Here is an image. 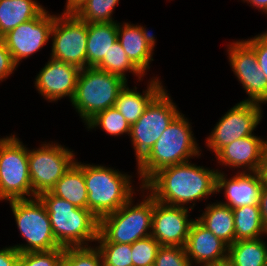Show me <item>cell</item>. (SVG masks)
Masks as SVG:
<instances>
[{
  "label": "cell",
  "instance_id": "obj_1",
  "mask_svg": "<svg viewBox=\"0 0 267 266\" xmlns=\"http://www.w3.org/2000/svg\"><path fill=\"white\" fill-rule=\"evenodd\" d=\"M217 173L218 169L204 168L187 161L158 170L143 185L140 184L139 189L143 194L148 191L158 202L193 210L195 202L217 193ZM189 203L192 205L188 207Z\"/></svg>",
  "mask_w": 267,
  "mask_h": 266
},
{
  "label": "cell",
  "instance_id": "obj_2",
  "mask_svg": "<svg viewBox=\"0 0 267 266\" xmlns=\"http://www.w3.org/2000/svg\"><path fill=\"white\" fill-rule=\"evenodd\" d=\"M191 123L180 113L162 133L148 154L137 164L143 185L158 170L201 156ZM200 150V151H199Z\"/></svg>",
  "mask_w": 267,
  "mask_h": 266
},
{
  "label": "cell",
  "instance_id": "obj_3",
  "mask_svg": "<svg viewBox=\"0 0 267 266\" xmlns=\"http://www.w3.org/2000/svg\"><path fill=\"white\" fill-rule=\"evenodd\" d=\"M37 197L49 214L52 232L60 247H86L96 243L99 219L90 210L76 207L49 191Z\"/></svg>",
  "mask_w": 267,
  "mask_h": 266
},
{
  "label": "cell",
  "instance_id": "obj_4",
  "mask_svg": "<svg viewBox=\"0 0 267 266\" xmlns=\"http://www.w3.org/2000/svg\"><path fill=\"white\" fill-rule=\"evenodd\" d=\"M103 165L83 163L88 192V210L99 220L117 211L134 197L132 176Z\"/></svg>",
  "mask_w": 267,
  "mask_h": 266
},
{
  "label": "cell",
  "instance_id": "obj_5",
  "mask_svg": "<svg viewBox=\"0 0 267 266\" xmlns=\"http://www.w3.org/2000/svg\"><path fill=\"white\" fill-rule=\"evenodd\" d=\"M134 205L133 197L117 211L99 220L98 243L133 244L151 236L154 198L147 192Z\"/></svg>",
  "mask_w": 267,
  "mask_h": 266
},
{
  "label": "cell",
  "instance_id": "obj_6",
  "mask_svg": "<svg viewBox=\"0 0 267 266\" xmlns=\"http://www.w3.org/2000/svg\"><path fill=\"white\" fill-rule=\"evenodd\" d=\"M127 83L122 77L96 67L83 68L77 78L72 107L86 124L98 112L114 107Z\"/></svg>",
  "mask_w": 267,
  "mask_h": 266
},
{
  "label": "cell",
  "instance_id": "obj_7",
  "mask_svg": "<svg viewBox=\"0 0 267 266\" xmlns=\"http://www.w3.org/2000/svg\"><path fill=\"white\" fill-rule=\"evenodd\" d=\"M16 136L0 138V201L37 197L29 175L28 147Z\"/></svg>",
  "mask_w": 267,
  "mask_h": 266
},
{
  "label": "cell",
  "instance_id": "obj_8",
  "mask_svg": "<svg viewBox=\"0 0 267 266\" xmlns=\"http://www.w3.org/2000/svg\"><path fill=\"white\" fill-rule=\"evenodd\" d=\"M9 205L21 237L27 242L13 245L19 253L61 248L53 235L49 214L38 197L11 200Z\"/></svg>",
  "mask_w": 267,
  "mask_h": 266
},
{
  "label": "cell",
  "instance_id": "obj_9",
  "mask_svg": "<svg viewBox=\"0 0 267 266\" xmlns=\"http://www.w3.org/2000/svg\"><path fill=\"white\" fill-rule=\"evenodd\" d=\"M164 88L147 106L142 116L131 125L130 140L137 164L148 154L164 130L181 113Z\"/></svg>",
  "mask_w": 267,
  "mask_h": 266
},
{
  "label": "cell",
  "instance_id": "obj_10",
  "mask_svg": "<svg viewBox=\"0 0 267 266\" xmlns=\"http://www.w3.org/2000/svg\"><path fill=\"white\" fill-rule=\"evenodd\" d=\"M38 149L28 148V167L32 191L39 194L51 188L76 162L75 153L64 145L42 142Z\"/></svg>",
  "mask_w": 267,
  "mask_h": 266
},
{
  "label": "cell",
  "instance_id": "obj_11",
  "mask_svg": "<svg viewBox=\"0 0 267 266\" xmlns=\"http://www.w3.org/2000/svg\"><path fill=\"white\" fill-rule=\"evenodd\" d=\"M261 104L241 101L219 119L206 139V147L215 154L234 140L253 135L261 122Z\"/></svg>",
  "mask_w": 267,
  "mask_h": 266
},
{
  "label": "cell",
  "instance_id": "obj_12",
  "mask_svg": "<svg viewBox=\"0 0 267 266\" xmlns=\"http://www.w3.org/2000/svg\"><path fill=\"white\" fill-rule=\"evenodd\" d=\"M87 37V23L75 14L56 15L50 57L79 69L86 68Z\"/></svg>",
  "mask_w": 267,
  "mask_h": 266
},
{
  "label": "cell",
  "instance_id": "obj_13",
  "mask_svg": "<svg viewBox=\"0 0 267 266\" xmlns=\"http://www.w3.org/2000/svg\"><path fill=\"white\" fill-rule=\"evenodd\" d=\"M55 17L44 9L36 18L19 24L1 37L17 66L48 43Z\"/></svg>",
  "mask_w": 267,
  "mask_h": 266
},
{
  "label": "cell",
  "instance_id": "obj_14",
  "mask_svg": "<svg viewBox=\"0 0 267 266\" xmlns=\"http://www.w3.org/2000/svg\"><path fill=\"white\" fill-rule=\"evenodd\" d=\"M230 67L242 84L248 99L242 101L267 103V79L258 66L254 50L242 39L227 45Z\"/></svg>",
  "mask_w": 267,
  "mask_h": 266
},
{
  "label": "cell",
  "instance_id": "obj_15",
  "mask_svg": "<svg viewBox=\"0 0 267 266\" xmlns=\"http://www.w3.org/2000/svg\"><path fill=\"white\" fill-rule=\"evenodd\" d=\"M190 208L172 206L154 199L151 236L161 246L184 247L195 219H190ZM189 217V218H188Z\"/></svg>",
  "mask_w": 267,
  "mask_h": 266
},
{
  "label": "cell",
  "instance_id": "obj_16",
  "mask_svg": "<svg viewBox=\"0 0 267 266\" xmlns=\"http://www.w3.org/2000/svg\"><path fill=\"white\" fill-rule=\"evenodd\" d=\"M80 70L74 65L50 57L36 75L34 86L51 103L64 97H68L71 102Z\"/></svg>",
  "mask_w": 267,
  "mask_h": 266
},
{
  "label": "cell",
  "instance_id": "obj_17",
  "mask_svg": "<svg viewBox=\"0 0 267 266\" xmlns=\"http://www.w3.org/2000/svg\"><path fill=\"white\" fill-rule=\"evenodd\" d=\"M263 184L257 172H241L238 170L231 178L224 171L218 170L216 178V192L224 190L226 201L222 204L230 208L245 205H259ZM221 190V191H220Z\"/></svg>",
  "mask_w": 267,
  "mask_h": 266
},
{
  "label": "cell",
  "instance_id": "obj_18",
  "mask_svg": "<svg viewBox=\"0 0 267 266\" xmlns=\"http://www.w3.org/2000/svg\"><path fill=\"white\" fill-rule=\"evenodd\" d=\"M266 147L267 140L253 134L222 147L215 157L221 166L242 168L241 172H257Z\"/></svg>",
  "mask_w": 267,
  "mask_h": 266
},
{
  "label": "cell",
  "instance_id": "obj_19",
  "mask_svg": "<svg viewBox=\"0 0 267 266\" xmlns=\"http://www.w3.org/2000/svg\"><path fill=\"white\" fill-rule=\"evenodd\" d=\"M184 249L193 266H203L228 257V245L196 218L191 224Z\"/></svg>",
  "mask_w": 267,
  "mask_h": 266
},
{
  "label": "cell",
  "instance_id": "obj_20",
  "mask_svg": "<svg viewBox=\"0 0 267 266\" xmlns=\"http://www.w3.org/2000/svg\"><path fill=\"white\" fill-rule=\"evenodd\" d=\"M165 88L159 77H152L147 89L142 93L128 87V83L119 92L115 108L122 114L128 124H134L144 113L150 102Z\"/></svg>",
  "mask_w": 267,
  "mask_h": 266
},
{
  "label": "cell",
  "instance_id": "obj_21",
  "mask_svg": "<svg viewBox=\"0 0 267 266\" xmlns=\"http://www.w3.org/2000/svg\"><path fill=\"white\" fill-rule=\"evenodd\" d=\"M117 40L127 54L129 60L146 75L153 59V50L144 39L140 25L118 22Z\"/></svg>",
  "mask_w": 267,
  "mask_h": 266
},
{
  "label": "cell",
  "instance_id": "obj_22",
  "mask_svg": "<svg viewBox=\"0 0 267 266\" xmlns=\"http://www.w3.org/2000/svg\"><path fill=\"white\" fill-rule=\"evenodd\" d=\"M118 22L87 23L86 67H96L118 40Z\"/></svg>",
  "mask_w": 267,
  "mask_h": 266
},
{
  "label": "cell",
  "instance_id": "obj_23",
  "mask_svg": "<svg viewBox=\"0 0 267 266\" xmlns=\"http://www.w3.org/2000/svg\"><path fill=\"white\" fill-rule=\"evenodd\" d=\"M49 192L76 207L88 209V192L83 174V163L76 160Z\"/></svg>",
  "mask_w": 267,
  "mask_h": 266
},
{
  "label": "cell",
  "instance_id": "obj_24",
  "mask_svg": "<svg viewBox=\"0 0 267 266\" xmlns=\"http://www.w3.org/2000/svg\"><path fill=\"white\" fill-rule=\"evenodd\" d=\"M197 220L228 246L235 242L234 214L228 205L208 204Z\"/></svg>",
  "mask_w": 267,
  "mask_h": 266
},
{
  "label": "cell",
  "instance_id": "obj_25",
  "mask_svg": "<svg viewBox=\"0 0 267 266\" xmlns=\"http://www.w3.org/2000/svg\"><path fill=\"white\" fill-rule=\"evenodd\" d=\"M44 9L36 0H0V38L19 24L36 18Z\"/></svg>",
  "mask_w": 267,
  "mask_h": 266
},
{
  "label": "cell",
  "instance_id": "obj_26",
  "mask_svg": "<svg viewBox=\"0 0 267 266\" xmlns=\"http://www.w3.org/2000/svg\"><path fill=\"white\" fill-rule=\"evenodd\" d=\"M234 214L235 241L253 240L267 236L259 205H245L232 209Z\"/></svg>",
  "mask_w": 267,
  "mask_h": 266
},
{
  "label": "cell",
  "instance_id": "obj_27",
  "mask_svg": "<svg viewBox=\"0 0 267 266\" xmlns=\"http://www.w3.org/2000/svg\"><path fill=\"white\" fill-rule=\"evenodd\" d=\"M228 258L235 266H266V241L262 237L235 241L228 246Z\"/></svg>",
  "mask_w": 267,
  "mask_h": 266
},
{
  "label": "cell",
  "instance_id": "obj_28",
  "mask_svg": "<svg viewBox=\"0 0 267 266\" xmlns=\"http://www.w3.org/2000/svg\"><path fill=\"white\" fill-rule=\"evenodd\" d=\"M96 68L122 77L128 81L127 72L138 77V82L143 80L145 75L129 60L127 54L123 50L121 44L117 41L104 59L96 66Z\"/></svg>",
  "mask_w": 267,
  "mask_h": 266
},
{
  "label": "cell",
  "instance_id": "obj_29",
  "mask_svg": "<svg viewBox=\"0 0 267 266\" xmlns=\"http://www.w3.org/2000/svg\"><path fill=\"white\" fill-rule=\"evenodd\" d=\"M84 125L88 131L93 128H101L107 135L111 136H121L124 133L129 136L131 128V125L115 107L98 112Z\"/></svg>",
  "mask_w": 267,
  "mask_h": 266
},
{
  "label": "cell",
  "instance_id": "obj_30",
  "mask_svg": "<svg viewBox=\"0 0 267 266\" xmlns=\"http://www.w3.org/2000/svg\"><path fill=\"white\" fill-rule=\"evenodd\" d=\"M120 0H87L75 14L86 23L117 22L112 18L113 12Z\"/></svg>",
  "mask_w": 267,
  "mask_h": 266
},
{
  "label": "cell",
  "instance_id": "obj_31",
  "mask_svg": "<svg viewBox=\"0 0 267 266\" xmlns=\"http://www.w3.org/2000/svg\"><path fill=\"white\" fill-rule=\"evenodd\" d=\"M62 266H104L97 247H67L64 248Z\"/></svg>",
  "mask_w": 267,
  "mask_h": 266
},
{
  "label": "cell",
  "instance_id": "obj_32",
  "mask_svg": "<svg viewBox=\"0 0 267 266\" xmlns=\"http://www.w3.org/2000/svg\"><path fill=\"white\" fill-rule=\"evenodd\" d=\"M104 266H133L131 244L96 243ZM99 244V245H98Z\"/></svg>",
  "mask_w": 267,
  "mask_h": 266
},
{
  "label": "cell",
  "instance_id": "obj_33",
  "mask_svg": "<svg viewBox=\"0 0 267 266\" xmlns=\"http://www.w3.org/2000/svg\"><path fill=\"white\" fill-rule=\"evenodd\" d=\"M160 243L148 236L131 244V255L133 266H154Z\"/></svg>",
  "mask_w": 267,
  "mask_h": 266
},
{
  "label": "cell",
  "instance_id": "obj_34",
  "mask_svg": "<svg viewBox=\"0 0 267 266\" xmlns=\"http://www.w3.org/2000/svg\"><path fill=\"white\" fill-rule=\"evenodd\" d=\"M64 248L20 253L16 266H62Z\"/></svg>",
  "mask_w": 267,
  "mask_h": 266
},
{
  "label": "cell",
  "instance_id": "obj_35",
  "mask_svg": "<svg viewBox=\"0 0 267 266\" xmlns=\"http://www.w3.org/2000/svg\"><path fill=\"white\" fill-rule=\"evenodd\" d=\"M154 266H193L184 247L161 246L157 252Z\"/></svg>",
  "mask_w": 267,
  "mask_h": 266
},
{
  "label": "cell",
  "instance_id": "obj_36",
  "mask_svg": "<svg viewBox=\"0 0 267 266\" xmlns=\"http://www.w3.org/2000/svg\"><path fill=\"white\" fill-rule=\"evenodd\" d=\"M244 41L254 50L258 66L267 79V31Z\"/></svg>",
  "mask_w": 267,
  "mask_h": 266
},
{
  "label": "cell",
  "instance_id": "obj_37",
  "mask_svg": "<svg viewBox=\"0 0 267 266\" xmlns=\"http://www.w3.org/2000/svg\"><path fill=\"white\" fill-rule=\"evenodd\" d=\"M18 66L14 63L11 53L0 38V82L7 79Z\"/></svg>",
  "mask_w": 267,
  "mask_h": 266
},
{
  "label": "cell",
  "instance_id": "obj_38",
  "mask_svg": "<svg viewBox=\"0 0 267 266\" xmlns=\"http://www.w3.org/2000/svg\"><path fill=\"white\" fill-rule=\"evenodd\" d=\"M19 256L20 253L13 246L0 249V266H16Z\"/></svg>",
  "mask_w": 267,
  "mask_h": 266
},
{
  "label": "cell",
  "instance_id": "obj_39",
  "mask_svg": "<svg viewBox=\"0 0 267 266\" xmlns=\"http://www.w3.org/2000/svg\"><path fill=\"white\" fill-rule=\"evenodd\" d=\"M258 204L260 208L262 221L267 230V186H263L261 193H260Z\"/></svg>",
  "mask_w": 267,
  "mask_h": 266
},
{
  "label": "cell",
  "instance_id": "obj_40",
  "mask_svg": "<svg viewBox=\"0 0 267 266\" xmlns=\"http://www.w3.org/2000/svg\"><path fill=\"white\" fill-rule=\"evenodd\" d=\"M257 174L263 184V186H267V147L265 148L261 162L259 163V167L257 170Z\"/></svg>",
  "mask_w": 267,
  "mask_h": 266
},
{
  "label": "cell",
  "instance_id": "obj_41",
  "mask_svg": "<svg viewBox=\"0 0 267 266\" xmlns=\"http://www.w3.org/2000/svg\"><path fill=\"white\" fill-rule=\"evenodd\" d=\"M65 10L62 14H76L87 0H66Z\"/></svg>",
  "mask_w": 267,
  "mask_h": 266
},
{
  "label": "cell",
  "instance_id": "obj_42",
  "mask_svg": "<svg viewBox=\"0 0 267 266\" xmlns=\"http://www.w3.org/2000/svg\"><path fill=\"white\" fill-rule=\"evenodd\" d=\"M140 29L144 39L146 40L150 48L154 51V47L156 45V38L154 34L152 33V31L151 32L148 31L147 28L143 27L141 24H140Z\"/></svg>",
  "mask_w": 267,
  "mask_h": 266
},
{
  "label": "cell",
  "instance_id": "obj_43",
  "mask_svg": "<svg viewBox=\"0 0 267 266\" xmlns=\"http://www.w3.org/2000/svg\"><path fill=\"white\" fill-rule=\"evenodd\" d=\"M246 3H249L251 6L256 7V9L267 14V0H243Z\"/></svg>",
  "mask_w": 267,
  "mask_h": 266
},
{
  "label": "cell",
  "instance_id": "obj_44",
  "mask_svg": "<svg viewBox=\"0 0 267 266\" xmlns=\"http://www.w3.org/2000/svg\"><path fill=\"white\" fill-rule=\"evenodd\" d=\"M203 266H235V265L227 257L224 260L213 262V263H209V264H206V265H203Z\"/></svg>",
  "mask_w": 267,
  "mask_h": 266
}]
</instances>
